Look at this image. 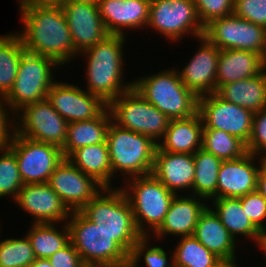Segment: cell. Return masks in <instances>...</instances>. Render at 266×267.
I'll list each match as a JSON object with an SVG mask.
<instances>
[{"instance_id": "cell-1", "label": "cell", "mask_w": 266, "mask_h": 267, "mask_svg": "<svg viewBox=\"0 0 266 267\" xmlns=\"http://www.w3.org/2000/svg\"><path fill=\"white\" fill-rule=\"evenodd\" d=\"M23 30L18 33L24 49L52 58L60 66L74 59V44L60 5L18 3Z\"/></svg>"}, {"instance_id": "cell-2", "label": "cell", "mask_w": 266, "mask_h": 267, "mask_svg": "<svg viewBox=\"0 0 266 267\" xmlns=\"http://www.w3.org/2000/svg\"><path fill=\"white\" fill-rule=\"evenodd\" d=\"M125 36L109 35L105 40L80 53L86 57V89L107 104L133 87L123 81V47Z\"/></svg>"}, {"instance_id": "cell-3", "label": "cell", "mask_w": 266, "mask_h": 267, "mask_svg": "<svg viewBox=\"0 0 266 267\" xmlns=\"http://www.w3.org/2000/svg\"><path fill=\"white\" fill-rule=\"evenodd\" d=\"M80 212L100 225L129 256L143 237L136 228L130 202L121 187L103 188Z\"/></svg>"}, {"instance_id": "cell-4", "label": "cell", "mask_w": 266, "mask_h": 267, "mask_svg": "<svg viewBox=\"0 0 266 267\" xmlns=\"http://www.w3.org/2000/svg\"><path fill=\"white\" fill-rule=\"evenodd\" d=\"M132 82L146 101L171 120L188 118L198 111V97L182 83L174 67Z\"/></svg>"}, {"instance_id": "cell-5", "label": "cell", "mask_w": 266, "mask_h": 267, "mask_svg": "<svg viewBox=\"0 0 266 267\" xmlns=\"http://www.w3.org/2000/svg\"><path fill=\"white\" fill-rule=\"evenodd\" d=\"M106 142L112 177L115 176V172H121L126 179L152 173L158 146L152 138L121 128L111 121Z\"/></svg>"}, {"instance_id": "cell-6", "label": "cell", "mask_w": 266, "mask_h": 267, "mask_svg": "<svg viewBox=\"0 0 266 267\" xmlns=\"http://www.w3.org/2000/svg\"><path fill=\"white\" fill-rule=\"evenodd\" d=\"M124 181L128 183L121 189L130 202L136 228L142 236L151 237V233L154 234L164 222L176 194L169 191L152 173ZM149 229H152L151 233Z\"/></svg>"}, {"instance_id": "cell-7", "label": "cell", "mask_w": 266, "mask_h": 267, "mask_svg": "<svg viewBox=\"0 0 266 267\" xmlns=\"http://www.w3.org/2000/svg\"><path fill=\"white\" fill-rule=\"evenodd\" d=\"M67 224L70 242L84 264L103 267H128L129 255L100 225L87 219L80 211H71Z\"/></svg>"}, {"instance_id": "cell-8", "label": "cell", "mask_w": 266, "mask_h": 267, "mask_svg": "<svg viewBox=\"0 0 266 267\" xmlns=\"http://www.w3.org/2000/svg\"><path fill=\"white\" fill-rule=\"evenodd\" d=\"M60 65L52 58L25 51L19 62L14 84L3 101L15 116L24 106L47 99L54 80V69ZM54 68V69H53Z\"/></svg>"}, {"instance_id": "cell-9", "label": "cell", "mask_w": 266, "mask_h": 267, "mask_svg": "<svg viewBox=\"0 0 266 267\" xmlns=\"http://www.w3.org/2000/svg\"><path fill=\"white\" fill-rule=\"evenodd\" d=\"M112 121L119 127L140 133L158 143L171 119L146 101L133 87L108 104ZM158 140V141H157Z\"/></svg>"}, {"instance_id": "cell-10", "label": "cell", "mask_w": 266, "mask_h": 267, "mask_svg": "<svg viewBox=\"0 0 266 267\" xmlns=\"http://www.w3.org/2000/svg\"><path fill=\"white\" fill-rule=\"evenodd\" d=\"M149 26L173 42L185 34L198 38L204 32L193 0L151 1L146 27Z\"/></svg>"}, {"instance_id": "cell-11", "label": "cell", "mask_w": 266, "mask_h": 267, "mask_svg": "<svg viewBox=\"0 0 266 267\" xmlns=\"http://www.w3.org/2000/svg\"><path fill=\"white\" fill-rule=\"evenodd\" d=\"M203 36L220 50L252 51L266 60V28L234 14L210 21Z\"/></svg>"}, {"instance_id": "cell-12", "label": "cell", "mask_w": 266, "mask_h": 267, "mask_svg": "<svg viewBox=\"0 0 266 267\" xmlns=\"http://www.w3.org/2000/svg\"><path fill=\"white\" fill-rule=\"evenodd\" d=\"M8 147L15 153L24 184L46 183L64 159L61 148L18 135L15 131Z\"/></svg>"}, {"instance_id": "cell-13", "label": "cell", "mask_w": 266, "mask_h": 267, "mask_svg": "<svg viewBox=\"0 0 266 267\" xmlns=\"http://www.w3.org/2000/svg\"><path fill=\"white\" fill-rule=\"evenodd\" d=\"M15 115L14 131L18 135L63 147L68 123L47 99L28 104Z\"/></svg>"}, {"instance_id": "cell-14", "label": "cell", "mask_w": 266, "mask_h": 267, "mask_svg": "<svg viewBox=\"0 0 266 267\" xmlns=\"http://www.w3.org/2000/svg\"><path fill=\"white\" fill-rule=\"evenodd\" d=\"M198 114L203 129L222 130L247 144L251 132L254 112L223 100L216 93L198 98Z\"/></svg>"}, {"instance_id": "cell-15", "label": "cell", "mask_w": 266, "mask_h": 267, "mask_svg": "<svg viewBox=\"0 0 266 267\" xmlns=\"http://www.w3.org/2000/svg\"><path fill=\"white\" fill-rule=\"evenodd\" d=\"M60 6L72 36L74 58L110 35L100 16L97 1L65 2Z\"/></svg>"}, {"instance_id": "cell-16", "label": "cell", "mask_w": 266, "mask_h": 267, "mask_svg": "<svg viewBox=\"0 0 266 267\" xmlns=\"http://www.w3.org/2000/svg\"><path fill=\"white\" fill-rule=\"evenodd\" d=\"M47 100L67 123L96 118L108 107L101 97L58 80L50 87Z\"/></svg>"}, {"instance_id": "cell-17", "label": "cell", "mask_w": 266, "mask_h": 267, "mask_svg": "<svg viewBox=\"0 0 266 267\" xmlns=\"http://www.w3.org/2000/svg\"><path fill=\"white\" fill-rule=\"evenodd\" d=\"M48 184L70 211H80L104 187L64 158L50 176Z\"/></svg>"}, {"instance_id": "cell-18", "label": "cell", "mask_w": 266, "mask_h": 267, "mask_svg": "<svg viewBox=\"0 0 266 267\" xmlns=\"http://www.w3.org/2000/svg\"><path fill=\"white\" fill-rule=\"evenodd\" d=\"M256 158L259 160L257 166ZM265 160L263 156L247 152L241 158L222 161L218 174L216 199L240 198L257 190L258 174Z\"/></svg>"}, {"instance_id": "cell-19", "label": "cell", "mask_w": 266, "mask_h": 267, "mask_svg": "<svg viewBox=\"0 0 266 267\" xmlns=\"http://www.w3.org/2000/svg\"><path fill=\"white\" fill-rule=\"evenodd\" d=\"M15 201L14 204L34 217V224L65 223L71 214L48 182L24 184Z\"/></svg>"}, {"instance_id": "cell-20", "label": "cell", "mask_w": 266, "mask_h": 267, "mask_svg": "<svg viewBox=\"0 0 266 267\" xmlns=\"http://www.w3.org/2000/svg\"><path fill=\"white\" fill-rule=\"evenodd\" d=\"M198 40L201 47L178 73L182 83L199 98L216 92L220 49L204 36Z\"/></svg>"}, {"instance_id": "cell-21", "label": "cell", "mask_w": 266, "mask_h": 267, "mask_svg": "<svg viewBox=\"0 0 266 267\" xmlns=\"http://www.w3.org/2000/svg\"><path fill=\"white\" fill-rule=\"evenodd\" d=\"M102 21L110 35H123L124 30L146 28L149 0H97ZM144 26V27H143Z\"/></svg>"}, {"instance_id": "cell-22", "label": "cell", "mask_w": 266, "mask_h": 267, "mask_svg": "<svg viewBox=\"0 0 266 267\" xmlns=\"http://www.w3.org/2000/svg\"><path fill=\"white\" fill-rule=\"evenodd\" d=\"M152 174L176 195L179 191L182 194L183 189L192 191L195 176L193 154L165 152L157 146Z\"/></svg>"}, {"instance_id": "cell-23", "label": "cell", "mask_w": 266, "mask_h": 267, "mask_svg": "<svg viewBox=\"0 0 266 267\" xmlns=\"http://www.w3.org/2000/svg\"><path fill=\"white\" fill-rule=\"evenodd\" d=\"M203 201L206 200L194 195H175L166 213L164 222L154 233V236L159 239L169 234L179 237L193 235L200 214L208 206Z\"/></svg>"}, {"instance_id": "cell-24", "label": "cell", "mask_w": 266, "mask_h": 267, "mask_svg": "<svg viewBox=\"0 0 266 267\" xmlns=\"http://www.w3.org/2000/svg\"><path fill=\"white\" fill-rule=\"evenodd\" d=\"M265 69L266 60L256 52L236 49L220 50L216 90L230 82L257 76Z\"/></svg>"}, {"instance_id": "cell-25", "label": "cell", "mask_w": 266, "mask_h": 267, "mask_svg": "<svg viewBox=\"0 0 266 267\" xmlns=\"http://www.w3.org/2000/svg\"><path fill=\"white\" fill-rule=\"evenodd\" d=\"M162 139L157 143L162 151L194 154L202 148L203 139V124L198 112L188 118L171 120Z\"/></svg>"}, {"instance_id": "cell-26", "label": "cell", "mask_w": 266, "mask_h": 267, "mask_svg": "<svg viewBox=\"0 0 266 267\" xmlns=\"http://www.w3.org/2000/svg\"><path fill=\"white\" fill-rule=\"evenodd\" d=\"M208 205L200 214L193 236L219 258L236 256V241Z\"/></svg>"}, {"instance_id": "cell-27", "label": "cell", "mask_w": 266, "mask_h": 267, "mask_svg": "<svg viewBox=\"0 0 266 267\" xmlns=\"http://www.w3.org/2000/svg\"><path fill=\"white\" fill-rule=\"evenodd\" d=\"M111 121V112L107 107L96 118L68 123L66 140L61 148L63 157L68 158L76 149L104 143Z\"/></svg>"}, {"instance_id": "cell-28", "label": "cell", "mask_w": 266, "mask_h": 267, "mask_svg": "<svg viewBox=\"0 0 266 267\" xmlns=\"http://www.w3.org/2000/svg\"><path fill=\"white\" fill-rule=\"evenodd\" d=\"M215 93L252 112L266 108V69L257 76L222 85Z\"/></svg>"}, {"instance_id": "cell-29", "label": "cell", "mask_w": 266, "mask_h": 267, "mask_svg": "<svg viewBox=\"0 0 266 267\" xmlns=\"http://www.w3.org/2000/svg\"><path fill=\"white\" fill-rule=\"evenodd\" d=\"M67 159L104 188H112V167L106 141L76 149Z\"/></svg>"}, {"instance_id": "cell-30", "label": "cell", "mask_w": 266, "mask_h": 267, "mask_svg": "<svg viewBox=\"0 0 266 267\" xmlns=\"http://www.w3.org/2000/svg\"><path fill=\"white\" fill-rule=\"evenodd\" d=\"M211 202L212 210L235 240L237 235L256 240L258 229L243 210L239 198H217Z\"/></svg>"}, {"instance_id": "cell-31", "label": "cell", "mask_w": 266, "mask_h": 267, "mask_svg": "<svg viewBox=\"0 0 266 267\" xmlns=\"http://www.w3.org/2000/svg\"><path fill=\"white\" fill-rule=\"evenodd\" d=\"M193 159L195 176L190 195L204 198L206 201L216 199L218 174L222 160L202 148L193 154Z\"/></svg>"}, {"instance_id": "cell-32", "label": "cell", "mask_w": 266, "mask_h": 267, "mask_svg": "<svg viewBox=\"0 0 266 267\" xmlns=\"http://www.w3.org/2000/svg\"><path fill=\"white\" fill-rule=\"evenodd\" d=\"M55 223H32L27 231L36 258L48 259L70 242V232L67 222L60 231Z\"/></svg>"}, {"instance_id": "cell-33", "label": "cell", "mask_w": 266, "mask_h": 267, "mask_svg": "<svg viewBox=\"0 0 266 267\" xmlns=\"http://www.w3.org/2000/svg\"><path fill=\"white\" fill-rule=\"evenodd\" d=\"M16 33L0 36V98L12 89L21 56L26 51L21 37Z\"/></svg>"}, {"instance_id": "cell-34", "label": "cell", "mask_w": 266, "mask_h": 267, "mask_svg": "<svg viewBox=\"0 0 266 267\" xmlns=\"http://www.w3.org/2000/svg\"><path fill=\"white\" fill-rule=\"evenodd\" d=\"M178 243L172 253L176 267H212L219 259L193 235L181 237Z\"/></svg>"}, {"instance_id": "cell-35", "label": "cell", "mask_w": 266, "mask_h": 267, "mask_svg": "<svg viewBox=\"0 0 266 267\" xmlns=\"http://www.w3.org/2000/svg\"><path fill=\"white\" fill-rule=\"evenodd\" d=\"M202 149L222 161L241 158L247 153L246 144L222 130L203 129Z\"/></svg>"}, {"instance_id": "cell-36", "label": "cell", "mask_w": 266, "mask_h": 267, "mask_svg": "<svg viewBox=\"0 0 266 267\" xmlns=\"http://www.w3.org/2000/svg\"><path fill=\"white\" fill-rule=\"evenodd\" d=\"M35 260L27 235L0 241V267H30Z\"/></svg>"}, {"instance_id": "cell-37", "label": "cell", "mask_w": 266, "mask_h": 267, "mask_svg": "<svg viewBox=\"0 0 266 267\" xmlns=\"http://www.w3.org/2000/svg\"><path fill=\"white\" fill-rule=\"evenodd\" d=\"M0 198L11 195L16 199L24 186L18 169L15 153L7 146L0 149Z\"/></svg>"}, {"instance_id": "cell-38", "label": "cell", "mask_w": 266, "mask_h": 267, "mask_svg": "<svg viewBox=\"0 0 266 267\" xmlns=\"http://www.w3.org/2000/svg\"><path fill=\"white\" fill-rule=\"evenodd\" d=\"M150 236H143L134 246L129 256L128 267H138L143 258L146 267H173V256L171 263L168 260V254L161 246H152L149 244ZM150 245V246H149ZM140 260V261H139Z\"/></svg>"}, {"instance_id": "cell-39", "label": "cell", "mask_w": 266, "mask_h": 267, "mask_svg": "<svg viewBox=\"0 0 266 267\" xmlns=\"http://www.w3.org/2000/svg\"><path fill=\"white\" fill-rule=\"evenodd\" d=\"M203 27L210 21L227 17L234 12V0H193Z\"/></svg>"}, {"instance_id": "cell-40", "label": "cell", "mask_w": 266, "mask_h": 267, "mask_svg": "<svg viewBox=\"0 0 266 267\" xmlns=\"http://www.w3.org/2000/svg\"><path fill=\"white\" fill-rule=\"evenodd\" d=\"M246 150L266 159V108L254 112L252 132Z\"/></svg>"}, {"instance_id": "cell-41", "label": "cell", "mask_w": 266, "mask_h": 267, "mask_svg": "<svg viewBox=\"0 0 266 267\" xmlns=\"http://www.w3.org/2000/svg\"><path fill=\"white\" fill-rule=\"evenodd\" d=\"M233 14L266 28V0H234Z\"/></svg>"}, {"instance_id": "cell-42", "label": "cell", "mask_w": 266, "mask_h": 267, "mask_svg": "<svg viewBox=\"0 0 266 267\" xmlns=\"http://www.w3.org/2000/svg\"><path fill=\"white\" fill-rule=\"evenodd\" d=\"M245 213L253 225L259 230L265 228L266 200L257 191L250 192L239 198ZM264 223V224H263Z\"/></svg>"}, {"instance_id": "cell-43", "label": "cell", "mask_w": 266, "mask_h": 267, "mask_svg": "<svg viewBox=\"0 0 266 267\" xmlns=\"http://www.w3.org/2000/svg\"><path fill=\"white\" fill-rule=\"evenodd\" d=\"M48 260L53 267H81L84 264L71 242L51 255Z\"/></svg>"}, {"instance_id": "cell-44", "label": "cell", "mask_w": 266, "mask_h": 267, "mask_svg": "<svg viewBox=\"0 0 266 267\" xmlns=\"http://www.w3.org/2000/svg\"><path fill=\"white\" fill-rule=\"evenodd\" d=\"M6 107L7 105L3 101V98H0V149L9 145L14 131V116H10L11 118L9 117V108ZM10 121L13 122L11 123Z\"/></svg>"}, {"instance_id": "cell-45", "label": "cell", "mask_w": 266, "mask_h": 267, "mask_svg": "<svg viewBox=\"0 0 266 267\" xmlns=\"http://www.w3.org/2000/svg\"><path fill=\"white\" fill-rule=\"evenodd\" d=\"M257 191L266 200V160L260 167L258 174Z\"/></svg>"}, {"instance_id": "cell-46", "label": "cell", "mask_w": 266, "mask_h": 267, "mask_svg": "<svg viewBox=\"0 0 266 267\" xmlns=\"http://www.w3.org/2000/svg\"><path fill=\"white\" fill-rule=\"evenodd\" d=\"M236 256L230 258H219L212 267H239Z\"/></svg>"}, {"instance_id": "cell-47", "label": "cell", "mask_w": 266, "mask_h": 267, "mask_svg": "<svg viewBox=\"0 0 266 267\" xmlns=\"http://www.w3.org/2000/svg\"><path fill=\"white\" fill-rule=\"evenodd\" d=\"M19 3H33L37 5H61L66 0H19Z\"/></svg>"}, {"instance_id": "cell-48", "label": "cell", "mask_w": 266, "mask_h": 267, "mask_svg": "<svg viewBox=\"0 0 266 267\" xmlns=\"http://www.w3.org/2000/svg\"><path fill=\"white\" fill-rule=\"evenodd\" d=\"M255 243H257L259 246L258 248H261V251L263 250L266 254V227L258 230Z\"/></svg>"}, {"instance_id": "cell-49", "label": "cell", "mask_w": 266, "mask_h": 267, "mask_svg": "<svg viewBox=\"0 0 266 267\" xmlns=\"http://www.w3.org/2000/svg\"><path fill=\"white\" fill-rule=\"evenodd\" d=\"M30 267H53L48 259L36 258Z\"/></svg>"}, {"instance_id": "cell-50", "label": "cell", "mask_w": 266, "mask_h": 267, "mask_svg": "<svg viewBox=\"0 0 266 267\" xmlns=\"http://www.w3.org/2000/svg\"><path fill=\"white\" fill-rule=\"evenodd\" d=\"M81 267H103L97 264H83Z\"/></svg>"}, {"instance_id": "cell-51", "label": "cell", "mask_w": 266, "mask_h": 267, "mask_svg": "<svg viewBox=\"0 0 266 267\" xmlns=\"http://www.w3.org/2000/svg\"><path fill=\"white\" fill-rule=\"evenodd\" d=\"M86 1H97V0H66V2H86Z\"/></svg>"}]
</instances>
